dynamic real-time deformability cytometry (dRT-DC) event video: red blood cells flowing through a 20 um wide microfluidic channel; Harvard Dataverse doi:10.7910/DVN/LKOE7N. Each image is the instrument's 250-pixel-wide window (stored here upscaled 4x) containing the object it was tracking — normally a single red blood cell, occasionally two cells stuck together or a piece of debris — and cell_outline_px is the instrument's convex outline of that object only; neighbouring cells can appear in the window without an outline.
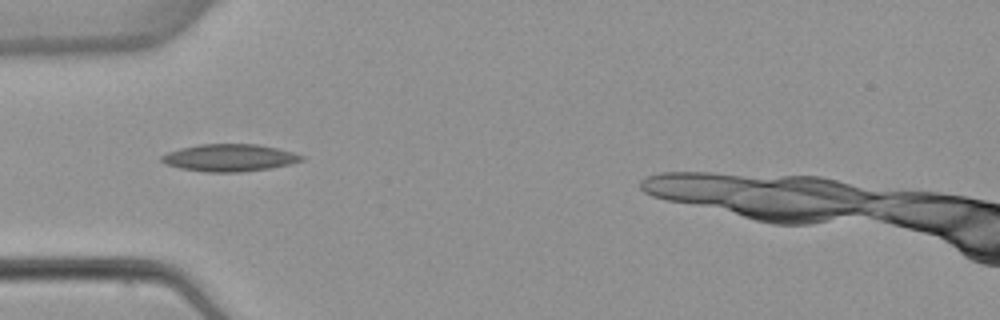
{"species": "common noctule bat (a hibernating species)", "species_latin": "Nyctalus noctula", "temperature_condition": "warm", "stored_images_in_passage": 1, "camera_frame_rate_fps": 3000, "um_per_image_px": 0.085, "animal": {"sex": "female", "body_mass_g": 22.7, "forearm_length_mm": 54.2}, "frame": {"image": 1, "passage_image": 1, "time_ms": 0.0, "image_size_px": [1000, 320], "cell_outline_px": [[304, 160], [288, 164], [268, 168], [240, 172], [208, 172], [180, 168], [168, 164], [160, 160], [160, 156], [168, 152], [180, 148], [200, 144], [256, 144], [276, 148], [292, 152], [304, 156]], "centroid_in_image_um": [19.48, 13.4], "position_along_channel_um": 65.5, "area_um2": 21.96}}